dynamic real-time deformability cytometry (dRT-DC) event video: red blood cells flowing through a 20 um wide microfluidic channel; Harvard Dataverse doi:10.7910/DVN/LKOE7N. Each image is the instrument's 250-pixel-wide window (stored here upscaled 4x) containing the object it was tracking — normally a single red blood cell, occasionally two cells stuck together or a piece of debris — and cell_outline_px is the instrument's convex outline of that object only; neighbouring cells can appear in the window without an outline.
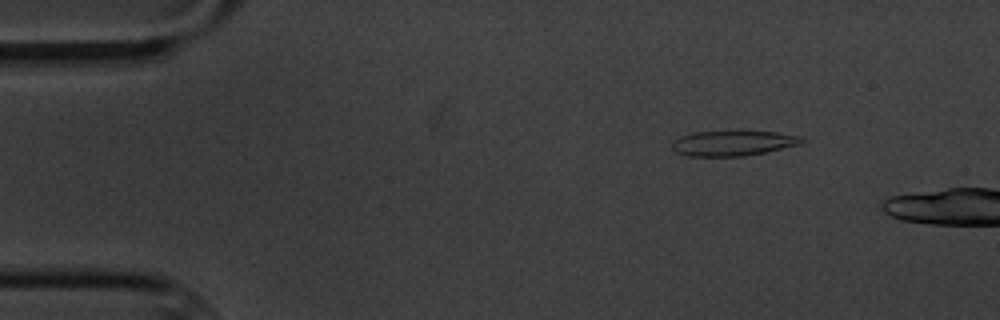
{"species": "common noctule bat (a hibernating species)", "species_latin": "Nyctalus noctula", "temperature_condition": "cold", "stored_images_in_passage": 3, "camera_frame_rate_fps": 3000, "um_per_image_px": 0.085, "animal": {"sex": "male", "body_mass_g": 20.1, "forearm_length_mm": 53.5}, "frame": {"image": 1, "passage_image": 1, "time_ms": 0.0, "image_size_px": [1000, 320], "cell_outline_px": [[808, 140], [800, 144], [764, 152], [744, 156], [688, 156], [676, 152], [672, 148], [672, 144], [680, 136], [696, 132], [740, 128], [776, 132], [804, 136]], "centroid_in_image_um": [62.38, 12.11], "position_along_channel_um": 22.6, "area_um2": 19.94}}